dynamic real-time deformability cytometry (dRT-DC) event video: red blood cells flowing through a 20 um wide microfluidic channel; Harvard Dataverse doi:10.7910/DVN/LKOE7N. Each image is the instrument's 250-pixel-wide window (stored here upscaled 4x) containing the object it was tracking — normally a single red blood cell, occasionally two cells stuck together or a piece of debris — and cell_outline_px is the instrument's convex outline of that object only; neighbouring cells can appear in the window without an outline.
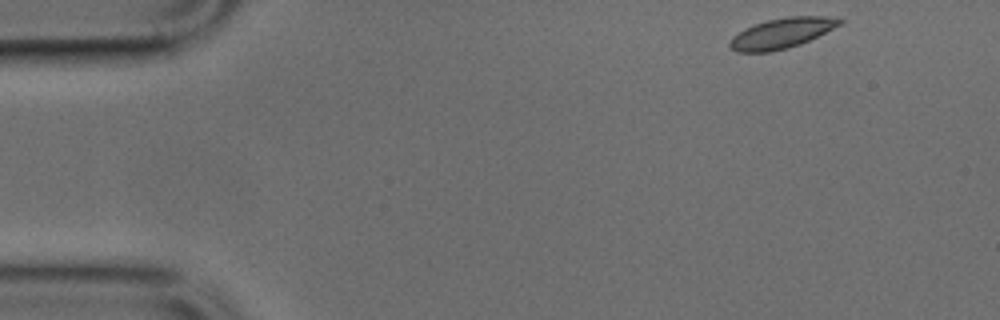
{"species": "common noctule bat (a hibernating species)", "species_latin": "Nyctalus noctula", "temperature_condition": "cold", "stored_images_in_passage": 10, "camera_frame_rate_fps": 3000, "um_per_image_px": 0.085, "animal": {"sex": "male", "body_mass_g": 17.9, "forearm_length_mm": 54.2}, "frame": {"image": 1, "passage_image": 1, "time_ms": 0.0, "image_size_px": [1000, 320], "cell_outline_px": [[844, 20], [840, 24], [800, 44], [788, 48], [772, 52], [736, 52], [728, 44], [732, 36], [744, 28], [768, 20], [788, 16], [836, 16]], "centroid_in_image_um": [66.42, 2.82], "position_along_channel_um": 18.6, "area_um2": 19.25}}